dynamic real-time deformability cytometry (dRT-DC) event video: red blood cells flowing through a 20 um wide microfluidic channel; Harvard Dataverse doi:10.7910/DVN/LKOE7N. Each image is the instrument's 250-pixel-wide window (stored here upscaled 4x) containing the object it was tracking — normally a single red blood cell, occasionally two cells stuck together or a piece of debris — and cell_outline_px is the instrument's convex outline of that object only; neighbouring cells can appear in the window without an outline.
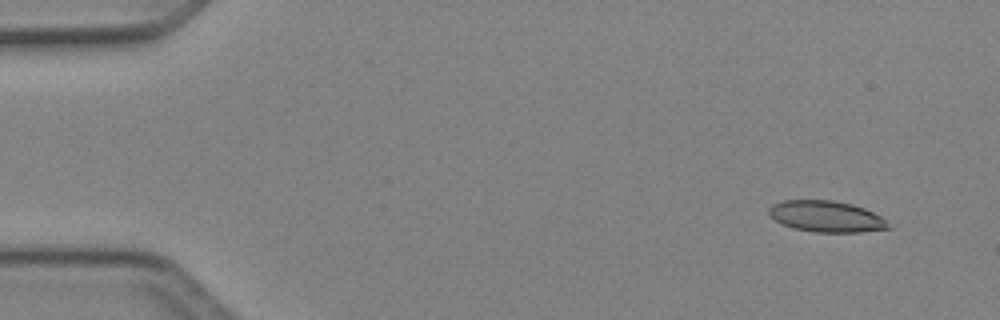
{"species": "Egyptian fruit bat (a non-hibernating species)", "species_latin": "Rousettus aegyptiacus", "temperature_condition": "cold", "stored_images_in_passage": 4, "camera_frame_rate_fps": 3000, "um_per_image_px": 0.085, "animal": {"sex": "female"}, "frame": {"image": 1, "passage_image": 1, "time_ms": 0.0, "image_size_px": [1000, 320], "cell_outline_px": [[892, 228], [860, 232], [816, 232], [796, 228], [784, 224], [776, 220], [768, 212], [768, 208], [772, 204], [784, 200], [832, 200], [852, 204], [864, 208], [880, 216]], "centroid_in_image_um": [70.24, 18.39], "position_along_channel_um": 14.8, "area_um2": 21.44}}
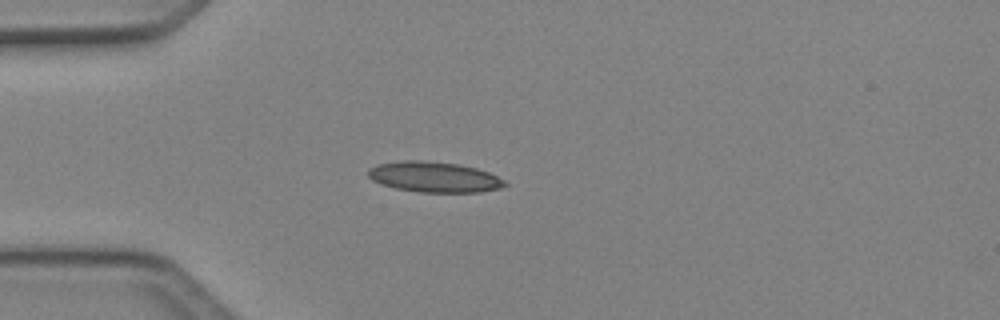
{"frame": {"image": 2, "passage_image": 4, "time_ms": 1.0, "image_size_px": [1000, 320], "cell_outline_px": [[508, 184], [500, 188], [480, 192], [420, 192], [396, 188], [372, 180], [368, 176], [368, 168], [376, 164], [404, 160], [424, 160], [456, 164], [476, 168], [488, 172], [504, 180]], "centroid_in_image_um": [36.89, 15.04], "position_along_channel_um": 48.1, "area_um2": 24.16}}